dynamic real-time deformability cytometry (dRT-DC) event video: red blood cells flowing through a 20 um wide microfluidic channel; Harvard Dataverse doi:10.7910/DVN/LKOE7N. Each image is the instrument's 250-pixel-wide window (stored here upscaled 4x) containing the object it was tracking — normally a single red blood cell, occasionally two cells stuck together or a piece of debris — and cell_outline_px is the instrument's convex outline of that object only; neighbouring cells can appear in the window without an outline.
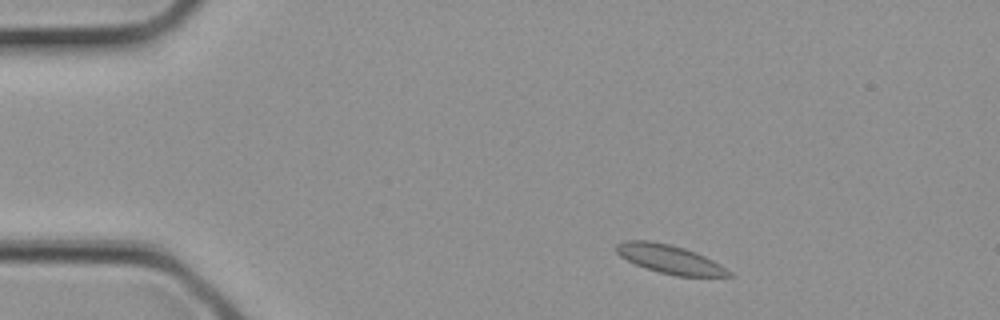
{"species": "common noctule bat (a hibernating species)", "species_latin": "Nyctalus noctula", "temperature_condition": "cold", "stored_images_in_passage": 1, "camera_frame_rate_fps": 3000, "um_per_image_px": 0.085, "animal": {"sex": "female", "body_mass_g": 21.9}, "frame": {"image": 1, "passage_image": 1, "time_ms": 0.0, "image_size_px": [1000, 320], "cell_outline_px": [[732, 276], [676, 276], [660, 272], [636, 264], [620, 256], [616, 252], [616, 244], [624, 240], [648, 240], [668, 244], [684, 248], [696, 252], [720, 264], [732, 272]], "centroid_in_image_um": [56.92, 22.02], "position_along_channel_um": 28.1, "area_um2": 18.55}}